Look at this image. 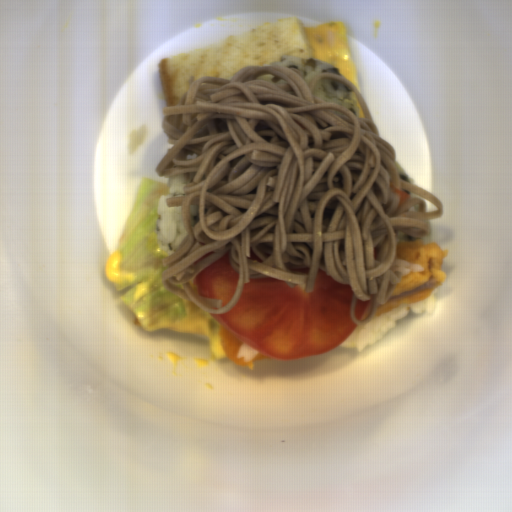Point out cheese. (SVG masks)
Listing matches in <instances>:
<instances>
[{"label":"cheese","mask_w":512,"mask_h":512,"mask_svg":"<svg viewBox=\"0 0 512 512\" xmlns=\"http://www.w3.org/2000/svg\"><path fill=\"white\" fill-rule=\"evenodd\" d=\"M315 58L329 61L342 76L360 89L359 78L350 52L348 26L345 21H330L302 26Z\"/></svg>","instance_id":"39d9744d"},{"label":"cheese","mask_w":512,"mask_h":512,"mask_svg":"<svg viewBox=\"0 0 512 512\" xmlns=\"http://www.w3.org/2000/svg\"><path fill=\"white\" fill-rule=\"evenodd\" d=\"M164 329L202 334L208 340L210 351L215 358H223L226 355L220 340L221 329L212 318L210 312H206L204 310L202 313L175 323Z\"/></svg>","instance_id":"9ae1461e"}]
</instances>
